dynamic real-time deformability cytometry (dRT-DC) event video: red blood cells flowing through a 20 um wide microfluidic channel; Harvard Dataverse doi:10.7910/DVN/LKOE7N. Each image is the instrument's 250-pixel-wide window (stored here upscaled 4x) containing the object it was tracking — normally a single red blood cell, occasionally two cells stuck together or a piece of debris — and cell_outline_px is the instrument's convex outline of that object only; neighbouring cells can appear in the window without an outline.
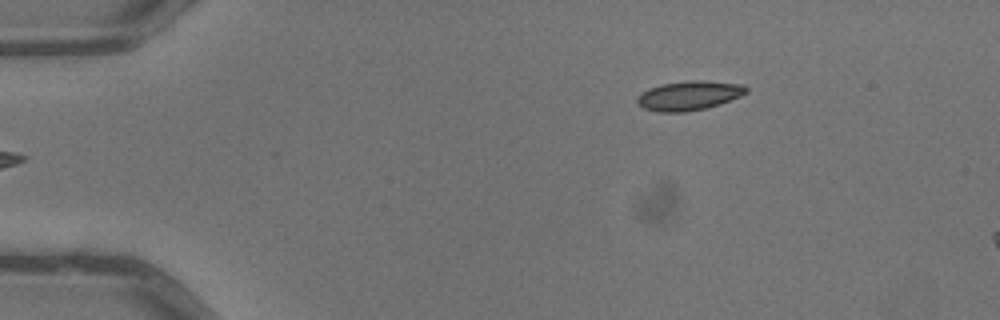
{"species": "common noctule bat (a hibernating species)", "species_latin": "Nyctalus noctula", "temperature_condition": "warm", "stored_images_in_passage": 5, "camera_frame_rate_fps": 3000, "um_per_image_px": 0.085, "animal": {"sex": "male", "body_mass_g": 13.3}, "frame": {"image": 1, "passage_image": 5, "time_ms": 1.333, "image_size_px": [1000, 320], "cell_outline_px": [[748, 92], [740, 96], [720, 104], [704, 108], [684, 112], [656, 112], [644, 108], [636, 100], [636, 96], [648, 88], [660, 84], [692, 80], [704, 80], [744, 84], [748, 88]], "centroid_in_image_um": [58.57, 8.11], "position_along_channel_um": 26.4, "area_um2": 18.73}}